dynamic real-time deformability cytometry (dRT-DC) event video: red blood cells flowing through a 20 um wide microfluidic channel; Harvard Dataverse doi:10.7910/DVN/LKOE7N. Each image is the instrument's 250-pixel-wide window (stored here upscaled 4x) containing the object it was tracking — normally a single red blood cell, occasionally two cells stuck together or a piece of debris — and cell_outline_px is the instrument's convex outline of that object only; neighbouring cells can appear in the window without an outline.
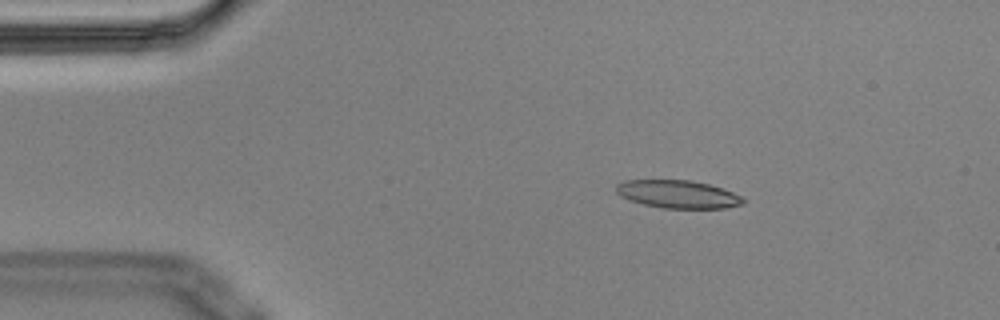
{"species": "Egyptian fruit bat (a non-hibernating species)", "species_latin": "Rousettus aegyptiacus", "temperature_condition": "cold", "stored_images_in_passage": 5, "camera_frame_rate_fps": 3000, "um_per_image_px": 0.085, "animal": {"sex": "male"}, "frame": {"image": 1, "passage_image": 2, "time_ms": 0.333, "image_size_px": [1000, 320], "cell_outline_px": [[744, 204], [724, 208], [664, 208], [644, 204], [628, 200], [620, 196], [616, 192], [616, 184], [624, 180], [692, 180], [708, 184], [732, 192], [740, 196], [744, 200]], "centroid_in_image_um": [57.58, 16.5], "position_along_channel_um": 27.4, "area_um2": 20.58}}
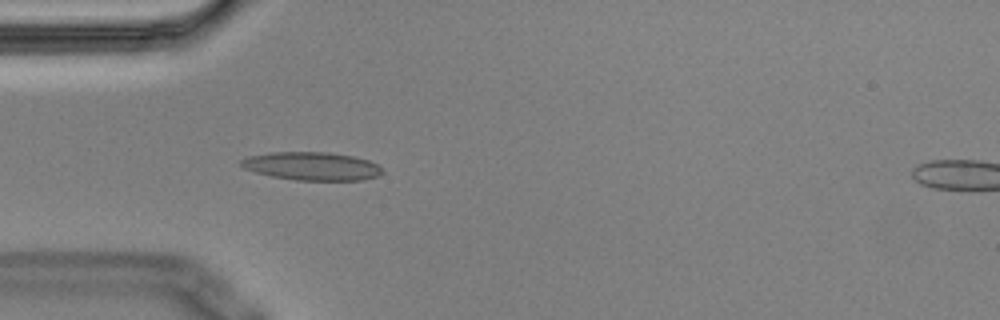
{"frame": {"image": 2, "passage_image": 4, "time_ms": 1.0, "image_size_px": [1000, 320], "cell_outline_px": [[384, 172], [380, 176], [364, 180], [296, 180], [272, 176], [256, 172], [244, 168], [240, 164], [240, 160], [248, 156], [272, 152], [328, 152], [352, 156], [368, 160], [376, 164]], "centroid_in_image_um": [26.52, 14.12], "position_along_channel_um": 58.5, "area_um2": 23.18}}